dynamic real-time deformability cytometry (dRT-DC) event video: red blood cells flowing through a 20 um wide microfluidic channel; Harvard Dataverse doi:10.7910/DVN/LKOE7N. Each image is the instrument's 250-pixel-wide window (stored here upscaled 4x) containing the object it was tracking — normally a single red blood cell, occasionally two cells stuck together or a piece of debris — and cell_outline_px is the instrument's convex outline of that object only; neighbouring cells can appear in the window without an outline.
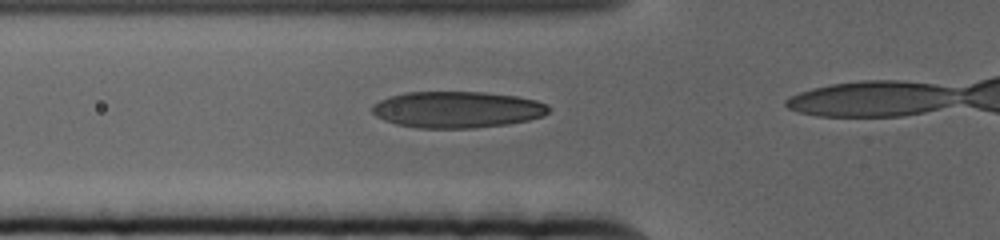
{"species": "human", "species_latin": "Homo sapiens", "temperature_condition": "cold", "stored_images_in_passage": 19, "camera_frame_rate_fps": 3000, "um_per_image_px": 0.085, "donor": {"sex": "female"}, "frame": {"image": 1, "passage_image": 14, "time_ms": 4.333, "image_size_px": [1000, 240], "cell_outline_px": [[552, 108], [544, 116], [528, 120], [508, 124], [472, 128], [416, 128], [396, 124], [384, 120], [376, 116], [372, 112], [372, 104], [388, 96], [404, 92], [484, 92], [516, 96], [536, 100], [548, 104]], "centroid_in_image_um": [38.86, 9.31], "position_along_channel_um": 86.9, "area_um2": 37.8}}
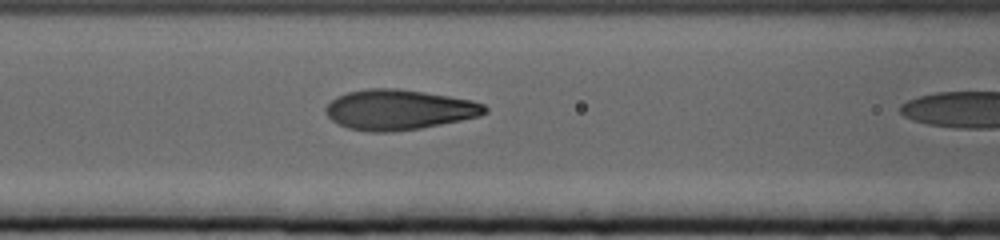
{"frame": {"image": 2, "passage_image": 18, "time_ms": 5.667, "image_size_px": [1000, 240], "cell_outline_px": [[488, 112], [480, 116], [420, 128], [392, 132], [368, 132], [348, 128], [332, 120], [324, 112], [324, 108], [332, 100], [348, 92], [368, 88], [396, 88], [424, 92], [472, 100], [484, 104], [488, 108]], "centroid_in_image_um": [33.91, 9.33], "position_along_channel_um": 132.7, "area_um2": 37.17}}